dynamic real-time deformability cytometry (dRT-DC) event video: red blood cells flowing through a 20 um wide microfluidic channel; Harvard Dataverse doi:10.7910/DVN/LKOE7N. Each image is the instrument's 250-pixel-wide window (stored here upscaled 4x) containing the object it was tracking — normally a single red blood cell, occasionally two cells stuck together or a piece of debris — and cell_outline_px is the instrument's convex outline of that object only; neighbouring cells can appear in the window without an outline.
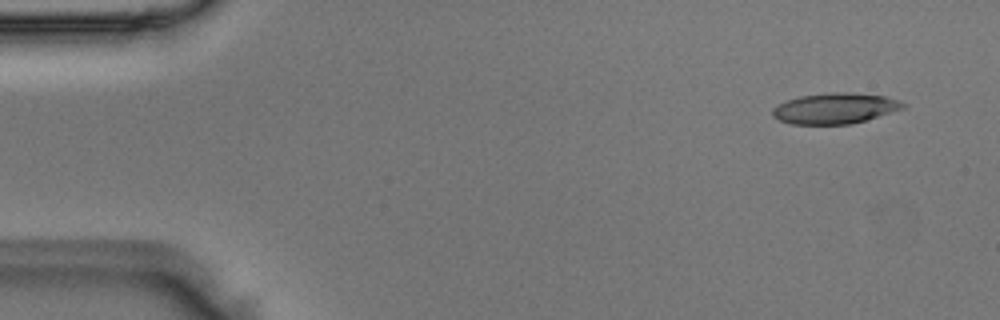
{"species": "Egyptian fruit bat (a non-hibernating species)", "species_latin": "Rousettus aegyptiacus", "temperature_condition": "room temperature", "stored_images_in_passage": 47, "camera_frame_rate_fps": 3000, "um_per_image_px": 0.085, "animal": {"sex": "male"}, "frame": {"image": 1, "passage_image": 1, "time_ms": 0.0, "image_size_px": [1000, 320], "cell_outline_px": [[904, 108], [864, 120], [848, 124], [792, 124], [780, 120], [772, 116], [772, 108], [788, 100], [800, 96], [832, 92], [836, 92], [884, 96], [900, 100], [904, 104]], "centroid_in_image_um": [70.94, 9.21], "position_along_channel_um": 14.1, "area_um2": 22.83}}
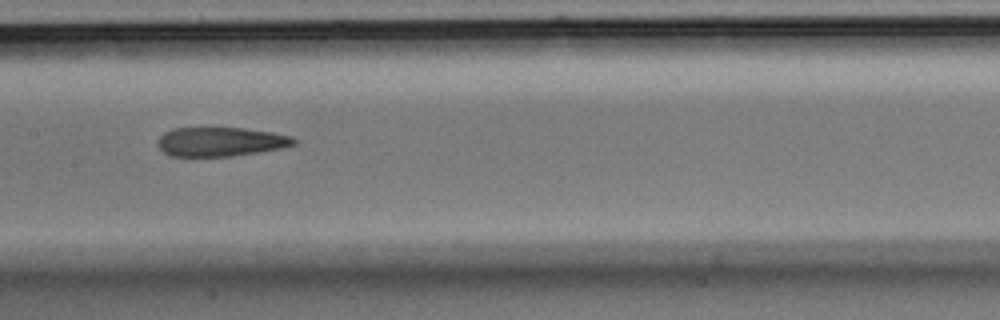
{"frame": {"image": 2, "passage_image": 22, "time_ms": 7.0, "image_size_px": [1000, 320], "cell_outline_px": [[296, 144], [280, 148], [256, 152], [228, 156], [168, 156], [156, 144], [160, 136], [164, 132], [176, 128], [240, 128], [272, 132], [292, 136], [296, 140]], "centroid_in_image_um": [18.72, 12.04], "position_along_channel_um": 188.7, "area_um2": 22.89}}
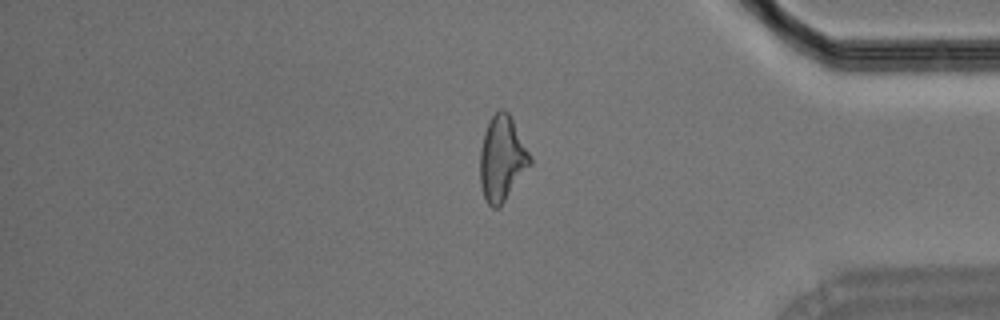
{"frame": {"image": 3, "passage_image": 39, "time_ms": 12.667, "image_size_px": [1000, 320], "cell_outline_px": [[532, 164], [500, 208], [492, 208], [488, 204], [484, 196], [480, 184], [480, 148], [484, 132], [488, 120], [500, 108], [504, 108], [508, 112], [532, 160]], "centroid_in_image_um": [42.65, 13.51], "position_along_channel_um": 392.5, "area_um2": 24.8}}